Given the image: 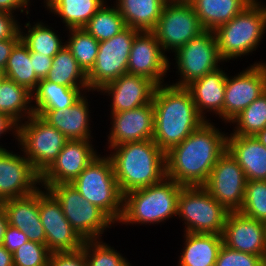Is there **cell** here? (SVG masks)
I'll return each instance as SVG.
<instances>
[{"label": "cell", "instance_id": "6da1fadb", "mask_svg": "<svg viewBox=\"0 0 266 266\" xmlns=\"http://www.w3.org/2000/svg\"><path fill=\"white\" fill-rule=\"evenodd\" d=\"M227 135L208 121L166 152V177L182 186H203L227 151Z\"/></svg>", "mask_w": 266, "mask_h": 266}, {"label": "cell", "instance_id": "7a4b0ae2", "mask_svg": "<svg viewBox=\"0 0 266 266\" xmlns=\"http://www.w3.org/2000/svg\"><path fill=\"white\" fill-rule=\"evenodd\" d=\"M152 103L153 140L164 153L180 144L207 121L198 113L192 95L186 87L161 84L156 87Z\"/></svg>", "mask_w": 266, "mask_h": 266}, {"label": "cell", "instance_id": "3957f363", "mask_svg": "<svg viewBox=\"0 0 266 266\" xmlns=\"http://www.w3.org/2000/svg\"><path fill=\"white\" fill-rule=\"evenodd\" d=\"M109 148L116 151L109 157L123 195L156 184L166 177V153L153 139Z\"/></svg>", "mask_w": 266, "mask_h": 266}, {"label": "cell", "instance_id": "277c9868", "mask_svg": "<svg viewBox=\"0 0 266 266\" xmlns=\"http://www.w3.org/2000/svg\"><path fill=\"white\" fill-rule=\"evenodd\" d=\"M182 187L165 177L156 184L123 195V211L119 221L122 224H155L176 216Z\"/></svg>", "mask_w": 266, "mask_h": 266}, {"label": "cell", "instance_id": "5b68a950", "mask_svg": "<svg viewBox=\"0 0 266 266\" xmlns=\"http://www.w3.org/2000/svg\"><path fill=\"white\" fill-rule=\"evenodd\" d=\"M253 0L229 22L214 30L222 61L256 50L266 29V6Z\"/></svg>", "mask_w": 266, "mask_h": 266}, {"label": "cell", "instance_id": "8992f818", "mask_svg": "<svg viewBox=\"0 0 266 266\" xmlns=\"http://www.w3.org/2000/svg\"><path fill=\"white\" fill-rule=\"evenodd\" d=\"M71 184L114 223L119 222L123 211V194L109 156L97 155Z\"/></svg>", "mask_w": 266, "mask_h": 266}, {"label": "cell", "instance_id": "52a82bcc", "mask_svg": "<svg viewBox=\"0 0 266 266\" xmlns=\"http://www.w3.org/2000/svg\"><path fill=\"white\" fill-rule=\"evenodd\" d=\"M230 212L203 186H183L177 200V215L187 226L185 232L222 235Z\"/></svg>", "mask_w": 266, "mask_h": 266}, {"label": "cell", "instance_id": "ba28073f", "mask_svg": "<svg viewBox=\"0 0 266 266\" xmlns=\"http://www.w3.org/2000/svg\"><path fill=\"white\" fill-rule=\"evenodd\" d=\"M69 139L38 115L19 124L18 142L25 157L41 176L56 160ZM26 153V154H25Z\"/></svg>", "mask_w": 266, "mask_h": 266}, {"label": "cell", "instance_id": "9c48e42d", "mask_svg": "<svg viewBox=\"0 0 266 266\" xmlns=\"http://www.w3.org/2000/svg\"><path fill=\"white\" fill-rule=\"evenodd\" d=\"M48 190L61 204L63 214L83 240L99 239L114 222L85 199L72 184L51 185Z\"/></svg>", "mask_w": 266, "mask_h": 266}, {"label": "cell", "instance_id": "30bf717a", "mask_svg": "<svg viewBox=\"0 0 266 266\" xmlns=\"http://www.w3.org/2000/svg\"><path fill=\"white\" fill-rule=\"evenodd\" d=\"M204 31L187 0H169L152 30L164 52L170 49L176 52Z\"/></svg>", "mask_w": 266, "mask_h": 266}, {"label": "cell", "instance_id": "8fae6325", "mask_svg": "<svg viewBox=\"0 0 266 266\" xmlns=\"http://www.w3.org/2000/svg\"><path fill=\"white\" fill-rule=\"evenodd\" d=\"M138 32L127 26L112 38L99 42L96 62L87 74L89 90H100L107 83L128 73L129 55Z\"/></svg>", "mask_w": 266, "mask_h": 266}, {"label": "cell", "instance_id": "7c38bea8", "mask_svg": "<svg viewBox=\"0 0 266 266\" xmlns=\"http://www.w3.org/2000/svg\"><path fill=\"white\" fill-rule=\"evenodd\" d=\"M181 80L172 84L177 87H187L193 81L219 68L220 58L214 31L205 30L199 36L192 38L175 52Z\"/></svg>", "mask_w": 266, "mask_h": 266}, {"label": "cell", "instance_id": "4fadbf2b", "mask_svg": "<svg viewBox=\"0 0 266 266\" xmlns=\"http://www.w3.org/2000/svg\"><path fill=\"white\" fill-rule=\"evenodd\" d=\"M246 176L237 160L227 150L216 162L203 187L229 212L241 209Z\"/></svg>", "mask_w": 266, "mask_h": 266}, {"label": "cell", "instance_id": "5bb4252c", "mask_svg": "<svg viewBox=\"0 0 266 266\" xmlns=\"http://www.w3.org/2000/svg\"><path fill=\"white\" fill-rule=\"evenodd\" d=\"M39 213L43 225L46 246L50 252L76 251L82 248L84 240L72 228L63 214L61 204L46 189H39Z\"/></svg>", "mask_w": 266, "mask_h": 266}, {"label": "cell", "instance_id": "9a60e30c", "mask_svg": "<svg viewBox=\"0 0 266 266\" xmlns=\"http://www.w3.org/2000/svg\"><path fill=\"white\" fill-rule=\"evenodd\" d=\"M266 92V63H255L237 76L226 77L223 118L231 122Z\"/></svg>", "mask_w": 266, "mask_h": 266}, {"label": "cell", "instance_id": "2e32d148", "mask_svg": "<svg viewBox=\"0 0 266 266\" xmlns=\"http://www.w3.org/2000/svg\"><path fill=\"white\" fill-rule=\"evenodd\" d=\"M89 140H68L56 160L40 176L45 189L56 184H71L97 157Z\"/></svg>", "mask_w": 266, "mask_h": 266}, {"label": "cell", "instance_id": "e0dca14e", "mask_svg": "<svg viewBox=\"0 0 266 266\" xmlns=\"http://www.w3.org/2000/svg\"><path fill=\"white\" fill-rule=\"evenodd\" d=\"M169 70V61L152 31H139L132 44L127 66L129 74L152 80L157 86Z\"/></svg>", "mask_w": 266, "mask_h": 266}, {"label": "cell", "instance_id": "ac0fdd59", "mask_svg": "<svg viewBox=\"0 0 266 266\" xmlns=\"http://www.w3.org/2000/svg\"><path fill=\"white\" fill-rule=\"evenodd\" d=\"M37 183L40 175L25 156L0 150V202L34 193L39 189Z\"/></svg>", "mask_w": 266, "mask_h": 266}, {"label": "cell", "instance_id": "d6986e66", "mask_svg": "<svg viewBox=\"0 0 266 266\" xmlns=\"http://www.w3.org/2000/svg\"><path fill=\"white\" fill-rule=\"evenodd\" d=\"M223 244L231 249L266 259V223L239 211L230 212L222 232Z\"/></svg>", "mask_w": 266, "mask_h": 266}, {"label": "cell", "instance_id": "ffe728a7", "mask_svg": "<svg viewBox=\"0 0 266 266\" xmlns=\"http://www.w3.org/2000/svg\"><path fill=\"white\" fill-rule=\"evenodd\" d=\"M109 147L128 142L152 140L154 135V105L152 102L136 109L112 113Z\"/></svg>", "mask_w": 266, "mask_h": 266}, {"label": "cell", "instance_id": "44dd1931", "mask_svg": "<svg viewBox=\"0 0 266 266\" xmlns=\"http://www.w3.org/2000/svg\"><path fill=\"white\" fill-rule=\"evenodd\" d=\"M157 85L150 79L135 74H123L100 90L112 95L111 113L132 110L153 100Z\"/></svg>", "mask_w": 266, "mask_h": 266}, {"label": "cell", "instance_id": "7402d4cb", "mask_svg": "<svg viewBox=\"0 0 266 266\" xmlns=\"http://www.w3.org/2000/svg\"><path fill=\"white\" fill-rule=\"evenodd\" d=\"M8 224L27 235L29 241L46 245V236L39 213V189L20 198L0 202Z\"/></svg>", "mask_w": 266, "mask_h": 266}, {"label": "cell", "instance_id": "603a6c76", "mask_svg": "<svg viewBox=\"0 0 266 266\" xmlns=\"http://www.w3.org/2000/svg\"><path fill=\"white\" fill-rule=\"evenodd\" d=\"M82 96L71 107L61 109H33L50 126L55 127L69 140H89L88 101Z\"/></svg>", "mask_w": 266, "mask_h": 266}, {"label": "cell", "instance_id": "cb8c5ba5", "mask_svg": "<svg viewBox=\"0 0 266 266\" xmlns=\"http://www.w3.org/2000/svg\"><path fill=\"white\" fill-rule=\"evenodd\" d=\"M227 150L237 160L247 180H266V147L255 136L230 135Z\"/></svg>", "mask_w": 266, "mask_h": 266}, {"label": "cell", "instance_id": "d4e9b609", "mask_svg": "<svg viewBox=\"0 0 266 266\" xmlns=\"http://www.w3.org/2000/svg\"><path fill=\"white\" fill-rule=\"evenodd\" d=\"M227 74L220 68L193 81L186 88L190 91L198 113L205 119L204 110L223 117V103ZM204 113V114H203ZM204 115V116H203Z\"/></svg>", "mask_w": 266, "mask_h": 266}, {"label": "cell", "instance_id": "484cf974", "mask_svg": "<svg viewBox=\"0 0 266 266\" xmlns=\"http://www.w3.org/2000/svg\"><path fill=\"white\" fill-rule=\"evenodd\" d=\"M186 236V237H185ZM179 266H212L223 244L222 235L185 232Z\"/></svg>", "mask_w": 266, "mask_h": 266}, {"label": "cell", "instance_id": "4316f807", "mask_svg": "<svg viewBox=\"0 0 266 266\" xmlns=\"http://www.w3.org/2000/svg\"><path fill=\"white\" fill-rule=\"evenodd\" d=\"M205 30L214 31L229 22L253 0H187Z\"/></svg>", "mask_w": 266, "mask_h": 266}, {"label": "cell", "instance_id": "83f0119b", "mask_svg": "<svg viewBox=\"0 0 266 266\" xmlns=\"http://www.w3.org/2000/svg\"><path fill=\"white\" fill-rule=\"evenodd\" d=\"M168 1L116 0L115 6L123 16L126 26L139 31H152Z\"/></svg>", "mask_w": 266, "mask_h": 266}, {"label": "cell", "instance_id": "f1b7e54d", "mask_svg": "<svg viewBox=\"0 0 266 266\" xmlns=\"http://www.w3.org/2000/svg\"><path fill=\"white\" fill-rule=\"evenodd\" d=\"M45 79L59 85L85 88L89 91L87 75L79 67L77 60L66 45L53 57L51 69Z\"/></svg>", "mask_w": 266, "mask_h": 266}, {"label": "cell", "instance_id": "f546056e", "mask_svg": "<svg viewBox=\"0 0 266 266\" xmlns=\"http://www.w3.org/2000/svg\"><path fill=\"white\" fill-rule=\"evenodd\" d=\"M80 89L82 90L83 88H70L41 79L32 93V97H34L32 100H35L34 102L36 103L32 108L65 109L71 107L83 96Z\"/></svg>", "mask_w": 266, "mask_h": 266}, {"label": "cell", "instance_id": "4dcf8cb0", "mask_svg": "<svg viewBox=\"0 0 266 266\" xmlns=\"http://www.w3.org/2000/svg\"><path fill=\"white\" fill-rule=\"evenodd\" d=\"M32 68L31 52L28 46L20 39L11 51L4 75L33 93L40 79Z\"/></svg>", "mask_w": 266, "mask_h": 266}, {"label": "cell", "instance_id": "1f68e13d", "mask_svg": "<svg viewBox=\"0 0 266 266\" xmlns=\"http://www.w3.org/2000/svg\"><path fill=\"white\" fill-rule=\"evenodd\" d=\"M32 98V93L25 87L5 78L0 86V113L10 116L19 124L23 116L28 118L34 115L32 105H28Z\"/></svg>", "mask_w": 266, "mask_h": 266}, {"label": "cell", "instance_id": "d6a6232c", "mask_svg": "<svg viewBox=\"0 0 266 266\" xmlns=\"http://www.w3.org/2000/svg\"><path fill=\"white\" fill-rule=\"evenodd\" d=\"M103 4L104 0H54L47 9L72 29L83 28Z\"/></svg>", "mask_w": 266, "mask_h": 266}, {"label": "cell", "instance_id": "836d02e7", "mask_svg": "<svg viewBox=\"0 0 266 266\" xmlns=\"http://www.w3.org/2000/svg\"><path fill=\"white\" fill-rule=\"evenodd\" d=\"M126 27L117 7H105L103 4L83 28L96 40L102 42L112 38Z\"/></svg>", "mask_w": 266, "mask_h": 266}, {"label": "cell", "instance_id": "e575fe53", "mask_svg": "<svg viewBox=\"0 0 266 266\" xmlns=\"http://www.w3.org/2000/svg\"><path fill=\"white\" fill-rule=\"evenodd\" d=\"M69 33H71V37L68 39L69 41L65 42V45L87 75L96 62L99 41L84 28H72L69 29Z\"/></svg>", "mask_w": 266, "mask_h": 266}, {"label": "cell", "instance_id": "d590c367", "mask_svg": "<svg viewBox=\"0 0 266 266\" xmlns=\"http://www.w3.org/2000/svg\"><path fill=\"white\" fill-rule=\"evenodd\" d=\"M25 27H29L26 34L19 29L21 40L28 46L30 52H40L48 57H54L66 44L61 42L55 31L44 26L42 22H37L32 27L28 22Z\"/></svg>", "mask_w": 266, "mask_h": 266}, {"label": "cell", "instance_id": "8d00e7d4", "mask_svg": "<svg viewBox=\"0 0 266 266\" xmlns=\"http://www.w3.org/2000/svg\"><path fill=\"white\" fill-rule=\"evenodd\" d=\"M236 130L230 135L254 136L266 127V92L254 100L232 121Z\"/></svg>", "mask_w": 266, "mask_h": 266}, {"label": "cell", "instance_id": "74e56055", "mask_svg": "<svg viewBox=\"0 0 266 266\" xmlns=\"http://www.w3.org/2000/svg\"><path fill=\"white\" fill-rule=\"evenodd\" d=\"M239 212L266 223V180H247L244 200Z\"/></svg>", "mask_w": 266, "mask_h": 266}, {"label": "cell", "instance_id": "f35d334b", "mask_svg": "<svg viewBox=\"0 0 266 266\" xmlns=\"http://www.w3.org/2000/svg\"><path fill=\"white\" fill-rule=\"evenodd\" d=\"M82 249L87 266H131L120 253L101 242L100 239L84 240Z\"/></svg>", "mask_w": 266, "mask_h": 266}, {"label": "cell", "instance_id": "ab89813d", "mask_svg": "<svg viewBox=\"0 0 266 266\" xmlns=\"http://www.w3.org/2000/svg\"><path fill=\"white\" fill-rule=\"evenodd\" d=\"M50 253L46 245L27 241L12 254L13 265L48 266Z\"/></svg>", "mask_w": 266, "mask_h": 266}, {"label": "cell", "instance_id": "60d3db41", "mask_svg": "<svg viewBox=\"0 0 266 266\" xmlns=\"http://www.w3.org/2000/svg\"><path fill=\"white\" fill-rule=\"evenodd\" d=\"M216 266H266V259L229 248L222 244L217 256Z\"/></svg>", "mask_w": 266, "mask_h": 266}, {"label": "cell", "instance_id": "b9f144b4", "mask_svg": "<svg viewBox=\"0 0 266 266\" xmlns=\"http://www.w3.org/2000/svg\"><path fill=\"white\" fill-rule=\"evenodd\" d=\"M48 266H87L84 250L51 252Z\"/></svg>", "mask_w": 266, "mask_h": 266}, {"label": "cell", "instance_id": "7bdbcfd3", "mask_svg": "<svg viewBox=\"0 0 266 266\" xmlns=\"http://www.w3.org/2000/svg\"><path fill=\"white\" fill-rule=\"evenodd\" d=\"M28 240L26 234L21 230L11 225H8L4 234L2 245L10 252L14 253L19 247L25 244Z\"/></svg>", "mask_w": 266, "mask_h": 266}, {"label": "cell", "instance_id": "ee69618b", "mask_svg": "<svg viewBox=\"0 0 266 266\" xmlns=\"http://www.w3.org/2000/svg\"><path fill=\"white\" fill-rule=\"evenodd\" d=\"M52 59L53 57H48L43 53L31 52L32 69L40 80L45 79L48 76L49 70L52 66Z\"/></svg>", "mask_w": 266, "mask_h": 266}, {"label": "cell", "instance_id": "f6af8a7d", "mask_svg": "<svg viewBox=\"0 0 266 266\" xmlns=\"http://www.w3.org/2000/svg\"><path fill=\"white\" fill-rule=\"evenodd\" d=\"M13 14L0 12V41L12 38L20 29Z\"/></svg>", "mask_w": 266, "mask_h": 266}, {"label": "cell", "instance_id": "bcb514c9", "mask_svg": "<svg viewBox=\"0 0 266 266\" xmlns=\"http://www.w3.org/2000/svg\"><path fill=\"white\" fill-rule=\"evenodd\" d=\"M21 39L20 30L9 39L0 41V71L4 72L14 45Z\"/></svg>", "mask_w": 266, "mask_h": 266}, {"label": "cell", "instance_id": "7dc6e473", "mask_svg": "<svg viewBox=\"0 0 266 266\" xmlns=\"http://www.w3.org/2000/svg\"><path fill=\"white\" fill-rule=\"evenodd\" d=\"M14 129L15 134H16V139H18V129H19V124L12 119L10 116L0 113V136L1 134H4V132H8L9 130ZM5 149L2 146H0V150Z\"/></svg>", "mask_w": 266, "mask_h": 266}, {"label": "cell", "instance_id": "c3c4849f", "mask_svg": "<svg viewBox=\"0 0 266 266\" xmlns=\"http://www.w3.org/2000/svg\"><path fill=\"white\" fill-rule=\"evenodd\" d=\"M27 6V0H0V12L12 14L14 13L13 10L19 9L21 7L26 8Z\"/></svg>", "mask_w": 266, "mask_h": 266}, {"label": "cell", "instance_id": "681fc988", "mask_svg": "<svg viewBox=\"0 0 266 266\" xmlns=\"http://www.w3.org/2000/svg\"><path fill=\"white\" fill-rule=\"evenodd\" d=\"M0 266H14L12 253L3 245L0 246Z\"/></svg>", "mask_w": 266, "mask_h": 266}, {"label": "cell", "instance_id": "f907efd6", "mask_svg": "<svg viewBox=\"0 0 266 266\" xmlns=\"http://www.w3.org/2000/svg\"><path fill=\"white\" fill-rule=\"evenodd\" d=\"M8 221L6 217V213L2 206L0 205V246L2 245L4 234L6 232V228L8 227Z\"/></svg>", "mask_w": 266, "mask_h": 266}, {"label": "cell", "instance_id": "816d5d0a", "mask_svg": "<svg viewBox=\"0 0 266 266\" xmlns=\"http://www.w3.org/2000/svg\"><path fill=\"white\" fill-rule=\"evenodd\" d=\"M258 141L266 147V127L254 135Z\"/></svg>", "mask_w": 266, "mask_h": 266}, {"label": "cell", "instance_id": "f5cc1de1", "mask_svg": "<svg viewBox=\"0 0 266 266\" xmlns=\"http://www.w3.org/2000/svg\"><path fill=\"white\" fill-rule=\"evenodd\" d=\"M5 78H6V77H5V75H4V72H1V71H0V86H1L2 81H3Z\"/></svg>", "mask_w": 266, "mask_h": 266}, {"label": "cell", "instance_id": "db71d44e", "mask_svg": "<svg viewBox=\"0 0 266 266\" xmlns=\"http://www.w3.org/2000/svg\"><path fill=\"white\" fill-rule=\"evenodd\" d=\"M27 1L29 2L30 0H27ZM45 1L44 3H46V6L48 7L54 0H45Z\"/></svg>", "mask_w": 266, "mask_h": 266}]
</instances>
